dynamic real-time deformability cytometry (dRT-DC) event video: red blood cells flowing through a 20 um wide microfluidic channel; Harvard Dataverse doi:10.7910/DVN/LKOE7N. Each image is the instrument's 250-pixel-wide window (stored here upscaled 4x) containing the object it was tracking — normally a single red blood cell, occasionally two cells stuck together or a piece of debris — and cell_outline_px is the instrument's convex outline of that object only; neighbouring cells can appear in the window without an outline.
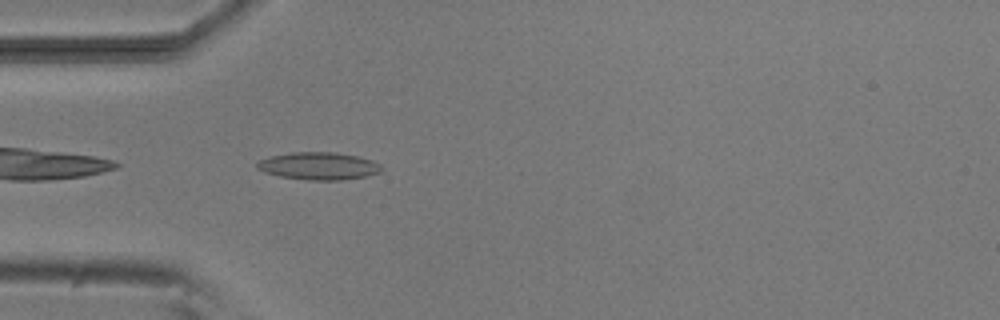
{"species": "common noctule bat (a hibernating species)", "species_latin": "Nyctalus noctula", "temperature_condition": "room temperature", "stored_images_in_passage": 35, "camera_frame_rate_fps": 3000, "um_per_image_px": 0.085, "animal": {"sex": "male", "body_mass_g": 20.5, "forearm_length_mm": 52.5}, "frame": {"image": 1, "passage_image": 1, "time_ms": 0.0, "image_size_px": [1000, 320], "cell_outline_px": [[384, 168], [380, 172], [364, 176], [340, 180], [308, 180], [280, 176], [264, 172], [256, 168], [256, 164], [260, 160], [272, 156], [292, 152], [336, 152], [356, 156], [372, 160], [380, 164]], "centroid_in_image_um": [27.09, 14.1], "position_along_channel_um": 57.9, "area_um2": 19.83}}
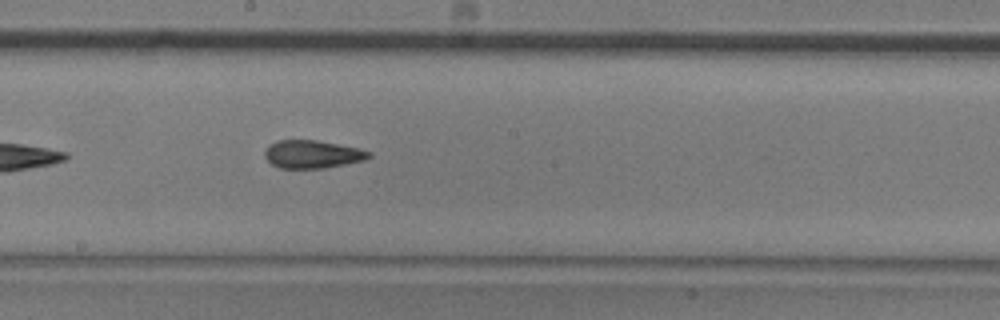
{"frame": {"image": 2, "passage_image": 14, "time_ms": 4.333, "image_size_px": [1000, 320], "cell_outline_px": [[372, 156], [364, 160], [324, 168], [280, 168], [272, 164], [264, 156], [264, 152], [276, 140], [316, 140], [356, 148], [372, 152]], "centroid_in_image_um": [26.55, 13.11], "position_along_channel_um": 221.7, "area_um2": 16.7}}
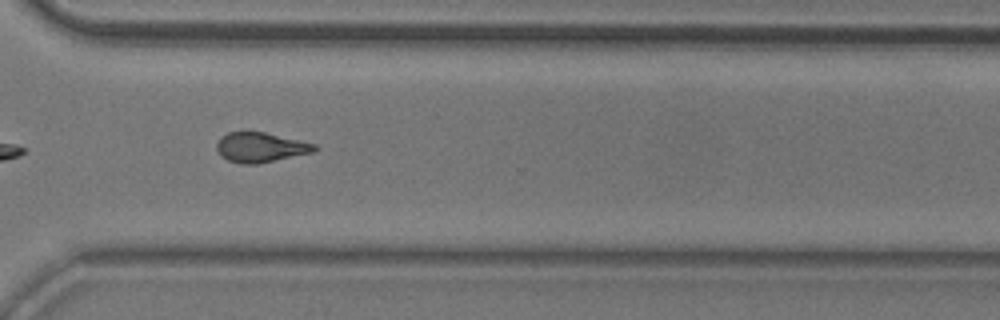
{"frame": {"image": 3, "passage_image": 24, "time_ms": 7.667, "image_size_px": [1000, 320], "cell_outline_px": [[316, 152], [256, 164], [240, 164], [228, 160], [220, 156], [216, 148], [216, 144], [228, 132], [264, 132], [300, 140], [316, 144]], "centroid_in_image_um": [22.16, 12.54], "position_along_channel_um": 348.4, "area_um2": 16.94}, "authors_computed_cell_mechanics": {"area_um2": 17.3978, "velocity_mm_per_s": 3.8192, "shape_relaxation_time_tau1_ms": 8.4261, "shape_relaxation_time_tau2_ms": 2.4997, "deformation_change_tau1": 0.1896, "deformation_change_tau2": 0.107}}